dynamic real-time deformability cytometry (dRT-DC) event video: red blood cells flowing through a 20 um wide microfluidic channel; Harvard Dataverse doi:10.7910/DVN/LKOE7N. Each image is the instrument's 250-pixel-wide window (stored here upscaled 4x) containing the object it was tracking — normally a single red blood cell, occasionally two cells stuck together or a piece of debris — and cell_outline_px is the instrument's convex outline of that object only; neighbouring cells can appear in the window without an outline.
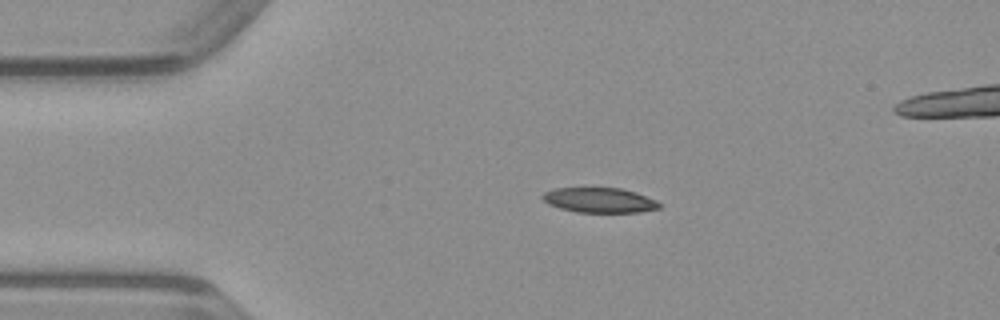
{"species": "common noctule bat (a hibernating species)", "species_latin": "Nyctalus noctula", "temperature_condition": "warm", "stored_images_in_passage": 41, "camera_frame_rate_fps": 3000, "um_per_image_px": 0.085, "animal": {"sex": "male", "body_mass_g": 23.1, "forearm_length_mm": 52.7}, "frame": {"image": 1, "passage_image": 1, "time_ms": 0.0, "image_size_px": [1000, 320], "cell_outline_px": [[660, 208], [640, 212], [576, 212], [560, 208], [548, 204], [540, 196], [544, 192], [552, 188], [620, 188], [636, 192], [656, 200], [660, 204]], "centroid_in_image_um": [50.93, 17.01], "position_along_channel_um": 34.1, "area_um2": 16.99}}
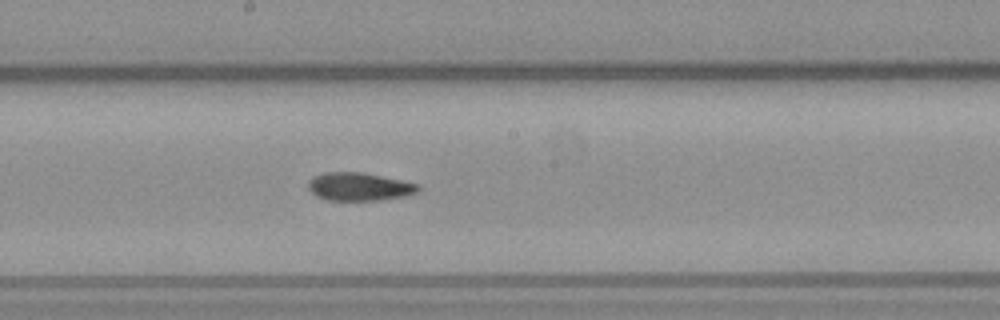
{"frame": {"image": 2, "passage_image": 17, "time_ms": 5.333, "image_size_px": [1000, 320], "cell_outline_px": [[420, 188], [416, 192], [404, 196], [380, 200], [328, 200], [316, 196], [308, 188], [308, 180], [312, 176], [324, 172], [364, 172], [420, 184]], "centroid_in_image_um": [30.51, 15.85], "position_along_channel_um": 217.7, "area_um2": 18.09}}
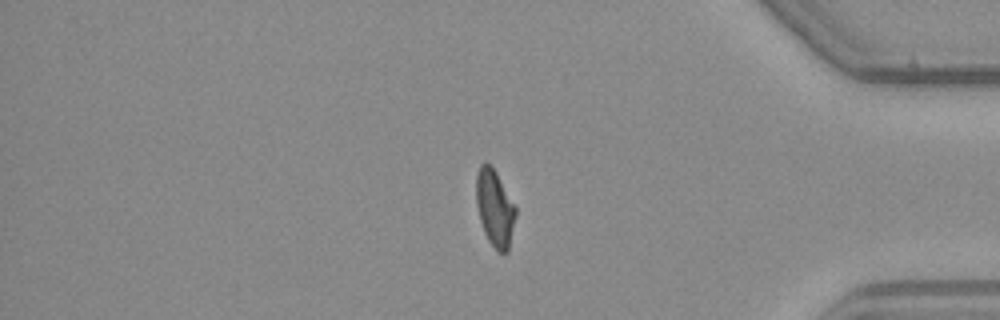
{"frame": {"image": 3, "passage_image": 32, "time_ms": 10.333, "image_size_px": [1000, 320], "cell_outline_px": [[516, 216], [508, 252], [496, 252], [488, 240], [484, 232], [480, 220], [476, 204], [476, 176], [480, 164], [484, 160], [492, 164], [516, 208]], "centroid_in_image_um": [42.04, 17.66], "position_along_channel_um": 393.2, "area_um2": 17.86}}